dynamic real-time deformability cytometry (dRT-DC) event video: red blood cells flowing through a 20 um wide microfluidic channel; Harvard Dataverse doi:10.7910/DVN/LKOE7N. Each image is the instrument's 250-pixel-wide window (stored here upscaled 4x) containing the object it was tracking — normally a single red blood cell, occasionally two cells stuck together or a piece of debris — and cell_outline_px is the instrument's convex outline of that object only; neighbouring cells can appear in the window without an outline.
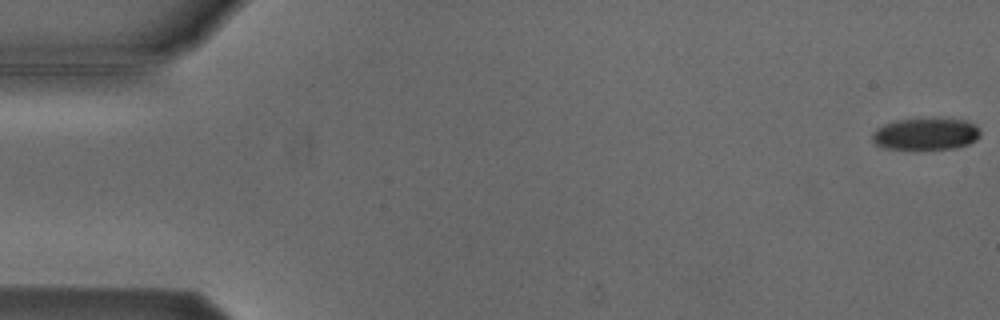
{"species": "Egyptian fruit bat (a non-hibernating species)", "species_latin": "Rousettus aegyptiacus", "temperature_condition": "cold", "stored_images_in_passage": 6, "camera_frame_rate_fps": 3000, "um_per_image_px": 0.085, "animal": {"sex": "male"}, "frame": {"image": 1, "passage_image": 1, "time_ms": 0.0, "image_size_px": [1000, 320], "cell_outline_px": [[980, 136], [976, 140], [968, 144], [956, 148], [884, 148], [876, 144], [872, 140], [872, 132], [876, 128], [884, 124], [896, 120], [920, 116], [932, 116], [964, 120], [976, 124], [980, 128]], "centroid_in_image_um": [78.71, 11.32], "position_along_channel_um": 6.3, "area_um2": 20.75}}